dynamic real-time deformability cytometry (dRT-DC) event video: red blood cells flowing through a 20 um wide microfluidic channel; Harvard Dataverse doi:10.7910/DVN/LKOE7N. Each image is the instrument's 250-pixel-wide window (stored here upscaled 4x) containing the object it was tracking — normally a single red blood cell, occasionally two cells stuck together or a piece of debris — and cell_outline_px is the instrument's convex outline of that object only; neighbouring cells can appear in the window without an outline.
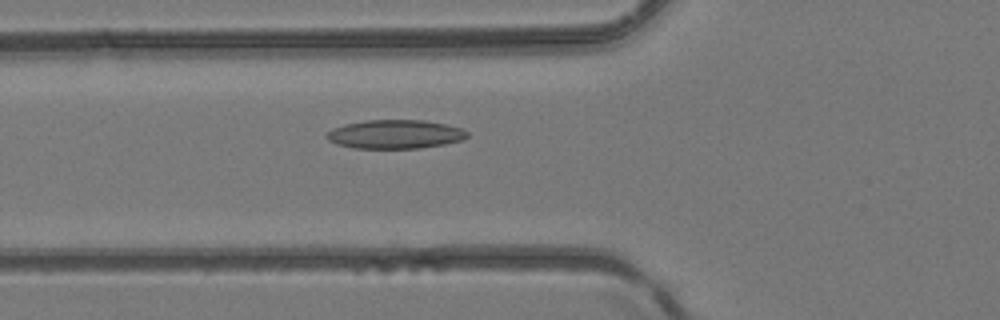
{"species": "common noctule bat (a hibernating species)", "species_latin": "Nyctalus noctula", "temperature_condition": "room temperature", "stored_images_in_passage": 5, "camera_frame_rate_fps": 3000, "um_per_image_px": 0.085, "animal": {"sex": "female", "body_mass_g": 24.6, "forearm_length_mm": 56.2}, "frame": {"image": 1, "passage_image": 5, "time_ms": 1.333, "image_size_px": [1000, 320], "cell_outline_px": [[468, 136], [464, 140], [444, 144], [420, 148], [352, 148], [336, 144], [328, 140], [324, 136], [332, 128], [344, 124], [364, 120], [424, 120], [444, 124], [460, 128], [468, 132]], "centroid_in_image_um": [33.55, 11.41], "position_along_channel_um": 92.2, "area_um2": 23.7}}